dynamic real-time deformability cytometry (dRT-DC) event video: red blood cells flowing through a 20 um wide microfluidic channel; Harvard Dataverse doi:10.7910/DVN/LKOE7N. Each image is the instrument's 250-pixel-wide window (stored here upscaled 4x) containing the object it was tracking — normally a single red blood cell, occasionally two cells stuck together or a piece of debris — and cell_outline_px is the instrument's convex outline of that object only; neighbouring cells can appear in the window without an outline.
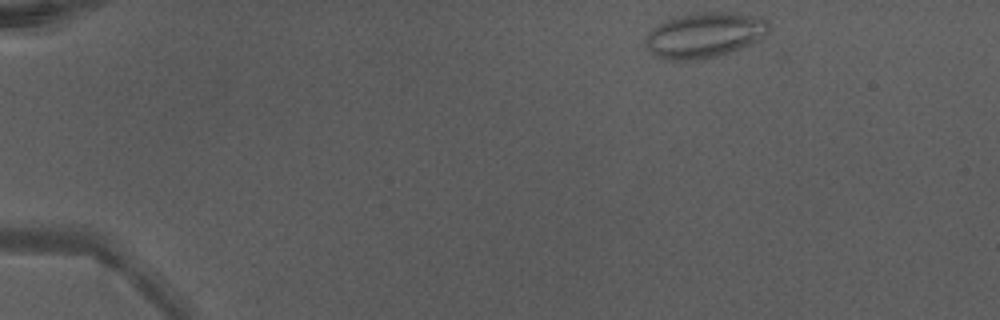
{"species": "Egyptian fruit bat (a non-hibernating species)", "species_latin": "Rousettus aegyptiacus", "temperature_condition": "warm", "stored_images_in_passage": 10, "camera_frame_rate_fps": 3000, "um_per_image_px": 0.085, "animal": {"sex": "male"}, "frame": {"image": 1, "passage_image": 1, "time_ms": 0.0, "image_size_px": [1000, 320], "cell_outline_px": [[768, 32], [764, 36], [752, 44], [704, 60], [664, 60], [656, 56], [644, 44], [644, 36], [652, 28], [668, 20], [680, 16], [704, 12], [732, 12], [752, 16], [768, 20]], "centroid_in_image_um": [59.86, 3.0], "position_along_channel_um": 25.1, "area_um2": 32.37}}